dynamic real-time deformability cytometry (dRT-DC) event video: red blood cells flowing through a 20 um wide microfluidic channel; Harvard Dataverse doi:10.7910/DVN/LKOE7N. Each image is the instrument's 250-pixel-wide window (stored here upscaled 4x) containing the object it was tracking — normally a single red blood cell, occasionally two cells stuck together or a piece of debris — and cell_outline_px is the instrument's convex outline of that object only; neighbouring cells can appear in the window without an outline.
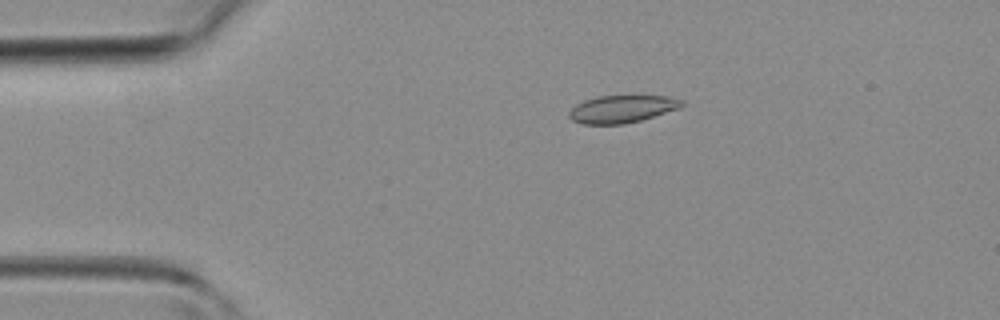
{"species": "common noctule bat (a hibernating species)", "species_latin": "Nyctalus noctula", "temperature_condition": "room temperature", "stored_images_in_passage": 39, "camera_frame_rate_fps": 3000, "um_per_image_px": 0.085, "animal": {"sex": "female", "body_mass_g": 19.3, "forearm_length_mm": 54.1}, "frame": {"image": 1, "passage_image": 5, "time_ms": 1.333, "image_size_px": [1000, 320], "cell_outline_px": [[684, 104], [680, 108], [640, 120], [624, 124], [580, 124], [572, 120], [568, 116], [568, 112], [576, 104], [584, 100], [600, 96], [668, 96], [680, 100]], "centroid_in_image_um": [52.82, 9.27], "position_along_channel_um": 32.2, "area_um2": 17.92}}
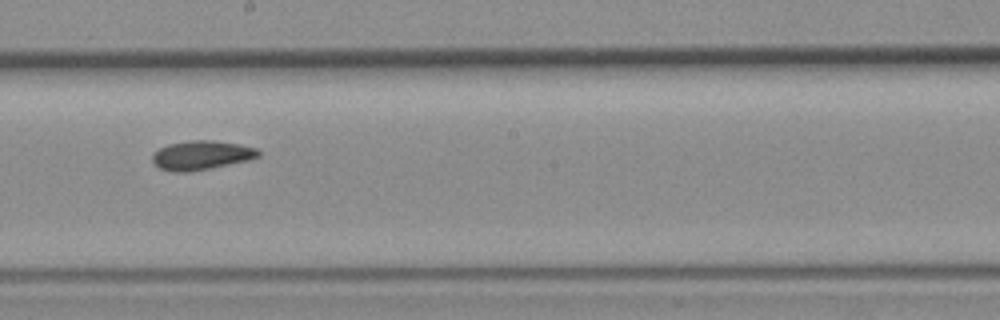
{"frame": {"image": 2, "passage_image": 20, "time_ms": 6.333, "image_size_px": [1000, 320], "cell_outline_px": [[260, 156], [248, 160], [188, 172], [176, 172], [160, 168], [152, 160], [152, 156], [160, 148], [168, 144], [192, 140], [212, 140], [240, 144], [256, 148], [260, 152]], "centroid_in_image_um": [17.14, 13.18], "position_along_channel_um": 231.1, "area_um2": 17.69}}
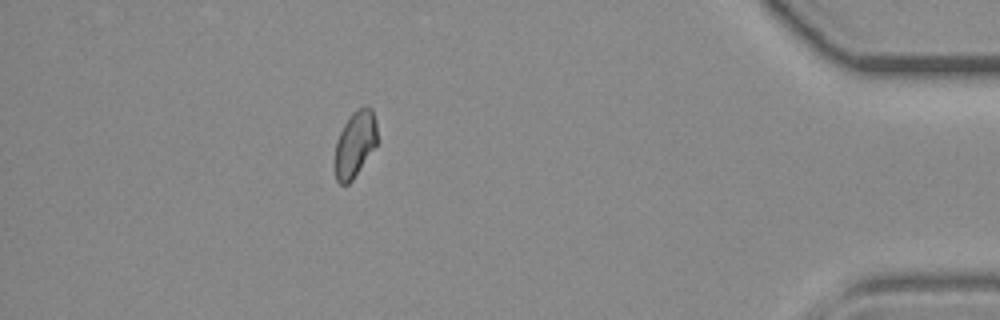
{"frame": {"image": 3, "passage_image": 34, "time_ms": 11.0, "image_size_px": [1000, 320], "cell_outline_px": [[376, 144], [352, 180], [348, 184], [340, 184], [336, 180], [336, 140], [344, 124], [352, 112], [364, 104], [372, 108], [376, 120]], "centroid_in_image_um": [30.18, 12.18], "position_along_channel_um": 405.0, "area_um2": 16.01}}